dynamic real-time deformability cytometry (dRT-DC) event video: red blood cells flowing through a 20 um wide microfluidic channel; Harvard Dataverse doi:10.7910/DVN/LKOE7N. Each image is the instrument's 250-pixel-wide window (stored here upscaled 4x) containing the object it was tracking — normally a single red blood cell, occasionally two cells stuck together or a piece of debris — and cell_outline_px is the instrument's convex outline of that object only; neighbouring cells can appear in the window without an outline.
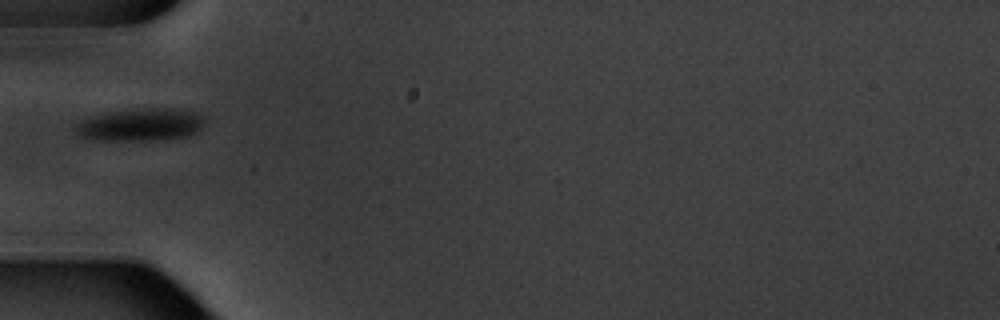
{"species": "common noctule bat (a hibernating species)", "species_latin": "Nyctalus noctula", "temperature_condition": "warm", "stored_images_in_passage": 1, "camera_frame_rate_fps": 3000, "um_per_image_px": 0.085, "animal": {"sex": "male", "body_mass_g": 20.1, "forearm_length_mm": 53.5}, "frame": {"image": 1, "passage_image": 1, "time_ms": 0.0, "image_size_px": [1000, 320], "cell_outline_px": [[204, 124], [196, 132], [188, 136], [156, 140], [84, 140], [76, 136], [72, 128], [80, 120], [104, 112], [148, 108], [176, 108], [200, 112], [204, 116]], "centroid_in_image_um": [11.89, 10.6], "position_along_channel_um": 73.1, "area_um2": 25.2}}